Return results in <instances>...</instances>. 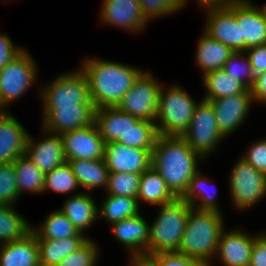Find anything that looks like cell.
I'll use <instances>...</instances> for the list:
<instances>
[{"label":"cell","mask_w":266,"mask_h":266,"mask_svg":"<svg viewBox=\"0 0 266 266\" xmlns=\"http://www.w3.org/2000/svg\"><path fill=\"white\" fill-rule=\"evenodd\" d=\"M203 158L177 135H159L152 150V166L171 192L180 198L187 190Z\"/></svg>","instance_id":"cell-1"},{"label":"cell","mask_w":266,"mask_h":266,"mask_svg":"<svg viewBox=\"0 0 266 266\" xmlns=\"http://www.w3.org/2000/svg\"><path fill=\"white\" fill-rule=\"evenodd\" d=\"M81 70L88 79L91 101L96 109L117 107L142 72L137 67L96 58L85 59Z\"/></svg>","instance_id":"cell-2"},{"label":"cell","mask_w":266,"mask_h":266,"mask_svg":"<svg viewBox=\"0 0 266 266\" xmlns=\"http://www.w3.org/2000/svg\"><path fill=\"white\" fill-rule=\"evenodd\" d=\"M223 226L221 212L191 208L178 252L210 266V259L217 253Z\"/></svg>","instance_id":"cell-3"},{"label":"cell","mask_w":266,"mask_h":266,"mask_svg":"<svg viewBox=\"0 0 266 266\" xmlns=\"http://www.w3.org/2000/svg\"><path fill=\"white\" fill-rule=\"evenodd\" d=\"M160 206L158 217L150 226L147 257L162 252H178L192 208L181 198Z\"/></svg>","instance_id":"cell-4"},{"label":"cell","mask_w":266,"mask_h":266,"mask_svg":"<svg viewBox=\"0 0 266 266\" xmlns=\"http://www.w3.org/2000/svg\"><path fill=\"white\" fill-rule=\"evenodd\" d=\"M161 89L156 120L157 132L159 135L181 136L189 127L191 118L198 104L180 86H171L167 92Z\"/></svg>","instance_id":"cell-5"},{"label":"cell","mask_w":266,"mask_h":266,"mask_svg":"<svg viewBox=\"0 0 266 266\" xmlns=\"http://www.w3.org/2000/svg\"><path fill=\"white\" fill-rule=\"evenodd\" d=\"M181 137L203 159L224 139L217 126L214 108L210 101L202 99L197 104L190 125Z\"/></svg>","instance_id":"cell-6"},{"label":"cell","mask_w":266,"mask_h":266,"mask_svg":"<svg viewBox=\"0 0 266 266\" xmlns=\"http://www.w3.org/2000/svg\"><path fill=\"white\" fill-rule=\"evenodd\" d=\"M161 89L153 75L142 71L117 107L138 119L155 122Z\"/></svg>","instance_id":"cell-7"},{"label":"cell","mask_w":266,"mask_h":266,"mask_svg":"<svg viewBox=\"0 0 266 266\" xmlns=\"http://www.w3.org/2000/svg\"><path fill=\"white\" fill-rule=\"evenodd\" d=\"M36 71L34 60L25 49L0 70V111L27 92L36 80Z\"/></svg>","instance_id":"cell-8"},{"label":"cell","mask_w":266,"mask_h":266,"mask_svg":"<svg viewBox=\"0 0 266 266\" xmlns=\"http://www.w3.org/2000/svg\"><path fill=\"white\" fill-rule=\"evenodd\" d=\"M78 70L61 74L41 89L44 107L93 104L88 79L82 70Z\"/></svg>","instance_id":"cell-9"},{"label":"cell","mask_w":266,"mask_h":266,"mask_svg":"<svg viewBox=\"0 0 266 266\" xmlns=\"http://www.w3.org/2000/svg\"><path fill=\"white\" fill-rule=\"evenodd\" d=\"M229 177V189L234 205L248 209L266 195V174L254 169L242 158L234 165Z\"/></svg>","instance_id":"cell-10"},{"label":"cell","mask_w":266,"mask_h":266,"mask_svg":"<svg viewBox=\"0 0 266 266\" xmlns=\"http://www.w3.org/2000/svg\"><path fill=\"white\" fill-rule=\"evenodd\" d=\"M94 104L44 107L43 128L59 135L94 124Z\"/></svg>","instance_id":"cell-11"},{"label":"cell","mask_w":266,"mask_h":266,"mask_svg":"<svg viewBox=\"0 0 266 266\" xmlns=\"http://www.w3.org/2000/svg\"><path fill=\"white\" fill-rule=\"evenodd\" d=\"M66 160L104 159L103 138L96 124L61 134Z\"/></svg>","instance_id":"cell-12"},{"label":"cell","mask_w":266,"mask_h":266,"mask_svg":"<svg viewBox=\"0 0 266 266\" xmlns=\"http://www.w3.org/2000/svg\"><path fill=\"white\" fill-rule=\"evenodd\" d=\"M104 161L110 173L142 174L152 165V152L111 142L104 146Z\"/></svg>","instance_id":"cell-13"},{"label":"cell","mask_w":266,"mask_h":266,"mask_svg":"<svg viewBox=\"0 0 266 266\" xmlns=\"http://www.w3.org/2000/svg\"><path fill=\"white\" fill-rule=\"evenodd\" d=\"M204 31L232 51H241V28L235 17V3L229 7H208Z\"/></svg>","instance_id":"cell-14"},{"label":"cell","mask_w":266,"mask_h":266,"mask_svg":"<svg viewBox=\"0 0 266 266\" xmlns=\"http://www.w3.org/2000/svg\"><path fill=\"white\" fill-rule=\"evenodd\" d=\"M235 17L241 28V51L266 44V8L248 0L235 3Z\"/></svg>","instance_id":"cell-15"},{"label":"cell","mask_w":266,"mask_h":266,"mask_svg":"<svg viewBox=\"0 0 266 266\" xmlns=\"http://www.w3.org/2000/svg\"><path fill=\"white\" fill-rule=\"evenodd\" d=\"M253 101L251 93L234 94L210 100L214 108L217 126L224 137L243 123Z\"/></svg>","instance_id":"cell-16"},{"label":"cell","mask_w":266,"mask_h":266,"mask_svg":"<svg viewBox=\"0 0 266 266\" xmlns=\"http://www.w3.org/2000/svg\"><path fill=\"white\" fill-rule=\"evenodd\" d=\"M45 133H49L47 134L49 137L40 142H34L35 140L29 134L24 155L46 174L66 163L67 160L61 135L46 130Z\"/></svg>","instance_id":"cell-17"},{"label":"cell","mask_w":266,"mask_h":266,"mask_svg":"<svg viewBox=\"0 0 266 266\" xmlns=\"http://www.w3.org/2000/svg\"><path fill=\"white\" fill-rule=\"evenodd\" d=\"M100 15L103 23L130 32H140L147 24L139 0H104Z\"/></svg>","instance_id":"cell-18"},{"label":"cell","mask_w":266,"mask_h":266,"mask_svg":"<svg viewBox=\"0 0 266 266\" xmlns=\"http://www.w3.org/2000/svg\"><path fill=\"white\" fill-rule=\"evenodd\" d=\"M113 236L131 250L132 258H147L150 225L138 214L112 224Z\"/></svg>","instance_id":"cell-19"},{"label":"cell","mask_w":266,"mask_h":266,"mask_svg":"<svg viewBox=\"0 0 266 266\" xmlns=\"http://www.w3.org/2000/svg\"><path fill=\"white\" fill-rule=\"evenodd\" d=\"M254 236L244 231L232 230L220 235L217 256L225 266H249Z\"/></svg>","instance_id":"cell-20"},{"label":"cell","mask_w":266,"mask_h":266,"mask_svg":"<svg viewBox=\"0 0 266 266\" xmlns=\"http://www.w3.org/2000/svg\"><path fill=\"white\" fill-rule=\"evenodd\" d=\"M28 132L6 111H0V163L14 162L25 154Z\"/></svg>","instance_id":"cell-21"},{"label":"cell","mask_w":266,"mask_h":266,"mask_svg":"<svg viewBox=\"0 0 266 266\" xmlns=\"http://www.w3.org/2000/svg\"><path fill=\"white\" fill-rule=\"evenodd\" d=\"M0 245V266H40L37 237L32 231L22 239Z\"/></svg>","instance_id":"cell-22"},{"label":"cell","mask_w":266,"mask_h":266,"mask_svg":"<svg viewBox=\"0 0 266 266\" xmlns=\"http://www.w3.org/2000/svg\"><path fill=\"white\" fill-rule=\"evenodd\" d=\"M134 117L118 107H103L96 109L95 121L104 143L117 142L130 127V122H138Z\"/></svg>","instance_id":"cell-23"},{"label":"cell","mask_w":266,"mask_h":266,"mask_svg":"<svg viewBox=\"0 0 266 266\" xmlns=\"http://www.w3.org/2000/svg\"><path fill=\"white\" fill-rule=\"evenodd\" d=\"M98 206L88 193L75 194L69 197L62 209H59L67 219L83 233L90 225H92L98 216Z\"/></svg>","instance_id":"cell-24"},{"label":"cell","mask_w":266,"mask_h":266,"mask_svg":"<svg viewBox=\"0 0 266 266\" xmlns=\"http://www.w3.org/2000/svg\"><path fill=\"white\" fill-rule=\"evenodd\" d=\"M89 239L86 235H76L61 240L37 239L40 266H54L60 263L68 254L78 250Z\"/></svg>","instance_id":"cell-25"},{"label":"cell","mask_w":266,"mask_h":266,"mask_svg":"<svg viewBox=\"0 0 266 266\" xmlns=\"http://www.w3.org/2000/svg\"><path fill=\"white\" fill-rule=\"evenodd\" d=\"M196 60L203 70V75L223 68L225 62L234 52L228 46L215 40L205 31L197 44Z\"/></svg>","instance_id":"cell-26"},{"label":"cell","mask_w":266,"mask_h":266,"mask_svg":"<svg viewBox=\"0 0 266 266\" xmlns=\"http://www.w3.org/2000/svg\"><path fill=\"white\" fill-rule=\"evenodd\" d=\"M67 162L76 177L79 187L82 186L84 189L93 190L104 186L106 189L110 172L104 159H79Z\"/></svg>","instance_id":"cell-27"},{"label":"cell","mask_w":266,"mask_h":266,"mask_svg":"<svg viewBox=\"0 0 266 266\" xmlns=\"http://www.w3.org/2000/svg\"><path fill=\"white\" fill-rule=\"evenodd\" d=\"M177 197L167 187L162 176L151 165L141 174L139 191L137 195L140 200L153 205H163L174 201Z\"/></svg>","instance_id":"cell-28"},{"label":"cell","mask_w":266,"mask_h":266,"mask_svg":"<svg viewBox=\"0 0 266 266\" xmlns=\"http://www.w3.org/2000/svg\"><path fill=\"white\" fill-rule=\"evenodd\" d=\"M203 83L207 93L204 100L228 97L234 94L251 93L240 81L227 74L224 70H213L203 75Z\"/></svg>","instance_id":"cell-29"},{"label":"cell","mask_w":266,"mask_h":266,"mask_svg":"<svg viewBox=\"0 0 266 266\" xmlns=\"http://www.w3.org/2000/svg\"><path fill=\"white\" fill-rule=\"evenodd\" d=\"M16 172V186L21 197L22 192L42 193L45 184V173L28 159L27 156H19L14 161Z\"/></svg>","instance_id":"cell-30"},{"label":"cell","mask_w":266,"mask_h":266,"mask_svg":"<svg viewBox=\"0 0 266 266\" xmlns=\"http://www.w3.org/2000/svg\"><path fill=\"white\" fill-rule=\"evenodd\" d=\"M32 227L13 205H0V244L24 238Z\"/></svg>","instance_id":"cell-31"},{"label":"cell","mask_w":266,"mask_h":266,"mask_svg":"<svg viewBox=\"0 0 266 266\" xmlns=\"http://www.w3.org/2000/svg\"><path fill=\"white\" fill-rule=\"evenodd\" d=\"M158 136L156 122L139 119L138 122H130V127L117 142L152 152Z\"/></svg>","instance_id":"cell-32"},{"label":"cell","mask_w":266,"mask_h":266,"mask_svg":"<svg viewBox=\"0 0 266 266\" xmlns=\"http://www.w3.org/2000/svg\"><path fill=\"white\" fill-rule=\"evenodd\" d=\"M40 227L39 229H34L33 227L31 229L37 239L61 240L75 237L76 235H84L77 230L59 209L50 213Z\"/></svg>","instance_id":"cell-33"},{"label":"cell","mask_w":266,"mask_h":266,"mask_svg":"<svg viewBox=\"0 0 266 266\" xmlns=\"http://www.w3.org/2000/svg\"><path fill=\"white\" fill-rule=\"evenodd\" d=\"M203 178L201 172L198 170L190 180L187 190L180 198L190 204L192 208L197 207L195 209L221 212L215 200L216 194L211 192V189L207 190L206 184L208 179H206L207 177ZM197 200L200 202L199 205L197 204ZM196 204L197 206H195Z\"/></svg>","instance_id":"cell-34"},{"label":"cell","mask_w":266,"mask_h":266,"mask_svg":"<svg viewBox=\"0 0 266 266\" xmlns=\"http://www.w3.org/2000/svg\"><path fill=\"white\" fill-rule=\"evenodd\" d=\"M101 208L98 209V216L110 221V223L119 222L127 217L139 214V203L137 198L124 197L107 194Z\"/></svg>","instance_id":"cell-35"},{"label":"cell","mask_w":266,"mask_h":266,"mask_svg":"<svg viewBox=\"0 0 266 266\" xmlns=\"http://www.w3.org/2000/svg\"><path fill=\"white\" fill-rule=\"evenodd\" d=\"M78 187V182L68 162L57 166L51 172L45 174L43 192L52 190L56 193L68 194Z\"/></svg>","instance_id":"cell-36"},{"label":"cell","mask_w":266,"mask_h":266,"mask_svg":"<svg viewBox=\"0 0 266 266\" xmlns=\"http://www.w3.org/2000/svg\"><path fill=\"white\" fill-rule=\"evenodd\" d=\"M222 70L240 81L249 90L252 88L255 75L252 71L250 60L248 56L246 57L245 51H234L225 62Z\"/></svg>","instance_id":"cell-37"},{"label":"cell","mask_w":266,"mask_h":266,"mask_svg":"<svg viewBox=\"0 0 266 266\" xmlns=\"http://www.w3.org/2000/svg\"><path fill=\"white\" fill-rule=\"evenodd\" d=\"M141 174L109 173L107 194L137 198Z\"/></svg>","instance_id":"cell-38"},{"label":"cell","mask_w":266,"mask_h":266,"mask_svg":"<svg viewBox=\"0 0 266 266\" xmlns=\"http://www.w3.org/2000/svg\"><path fill=\"white\" fill-rule=\"evenodd\" d=\"M14 162L0 163V205H13L20 197Z\"/></svg>","instance_id":"cell-39"},{"label":"cell","mask_w":266,"mask_h":266,"mask_svg":"<svg viewBox=\"0 0 266 266\" xmlns=\"http://www.w3.org/2000/svg\"><path fill=\"white\" fill-rule=\"evenodd\" d=\"M186 0H139L141 11L146 20L178 12Z\"/></svg>","instance_id":"cell-40"},{"label":"cell","mask_w":266,"mask_h":266,"mask_svg":"<svg viewBox=\"0 0 266 266\" xmlns=\"http://www.w3.org/2000/svg\"><path fill=\"white\" fill-rule=\"evenodd\" d=\"M98 248L89 239L78 250L68 254L60 263L54 266H95L98 259Z\"/></svg>","instance_id":"cell-41"},{"label":"cell","mask_w":266,"mask_h":266,"mask_svg":"<svg viewBox=\"0 0 266 266\" xmlns=\"http://www.w3.org/2000/svg\"><path fill=\"white\" fill-rule=\"evenodd\" d=\"M155 266H208L204 261L179 252H162L147 257Z\"/></svg>","instance_id":"cell-42"},{"label":"cell","mask_w":266,"mask_h":266,"mask_svg":"<svg viewBox=\"0 0 266 266\" xmlns=\"http://www.w3.org/2000/svg\"><path fill=\"white\" fill-rule=\"evenodd\" d=\"M254 169L266 174V139L252 144L245 155L241 157Z\"/></svg>","instance_id":"cell-43"},{"label":"cell","mask_w":266,"mask_h":266,"mask_svg":"<svg viewBox=\"0 0 266 266\" xmlns=\"http://www.w3.org/2000/svg\"><path fill=\"white\" fill-rule=\"evenodd\" d=\"M245 53L255 76L266 71V44L250 47L245 50Z\"/></svg>","instance_id":"cell-44"},{"label":"cell","mask_w":266,"mask_h":266,"mask_svg":"<svg viewBox=\"0 0 266 266\" xmlns=\"http://www.w3.org/2000/svg\"><path fill=\"white\" fill-rule=\"evenodd\" d=\"M24 48L14 46L6 34L0 35V70L11 62Z\"/></svg>","instance_id":"cell-45"},{"label":"cell","mask_w":266,"mask_h":266,"mask_svg":"<svg viewBox=\"0 0 266 266\" xmlns=\"http://www.w3.org/2000/svg\"><path fill=\"white\" fill-rule=\"evenodd\" d=\"M249 266H266V233L254 236Z\"/></svg>","instance_id":"cell-46"},{"label":"cell","mask_w":266,"mask_h":266,"mask_svg":"<svg viewBox=\"0 0 266 266\" xmlns=\"http://www.w3.org/2000/svg\"><path fill=\"white\" fill-rule=\"evenodd\" d=\"M250 91L254 102L266 103V71L255 76Z\"/></svg>","instance_id":"cell-47"},{"label":"cell","mask_w":266,"mask_h":266,"mask_svg":"<svg viewBox=\"0 0 266 266\" xmlns=\"http://www.w3.org/2000/svg\"><path fill=\"white\" fill-rule=\"evenodd\" d=\"M244 0H198L200 6L208 7H229L234 3H238Z\"/></svg>","instance_id":"cell-48"},{"label":"cell","mask_w":266,"mask_h":266,"mask_svg":"<svg viewBox=\"0 0 266 266\" xmlns=\"http://www.w3.org/2000/svg\"><path fill=\"white\" fill-rule=\"evenodd\" d=\"M132 266H155L148 258H131Z\"/></svg>","instance_id":"cell-49"}]
</instances>
